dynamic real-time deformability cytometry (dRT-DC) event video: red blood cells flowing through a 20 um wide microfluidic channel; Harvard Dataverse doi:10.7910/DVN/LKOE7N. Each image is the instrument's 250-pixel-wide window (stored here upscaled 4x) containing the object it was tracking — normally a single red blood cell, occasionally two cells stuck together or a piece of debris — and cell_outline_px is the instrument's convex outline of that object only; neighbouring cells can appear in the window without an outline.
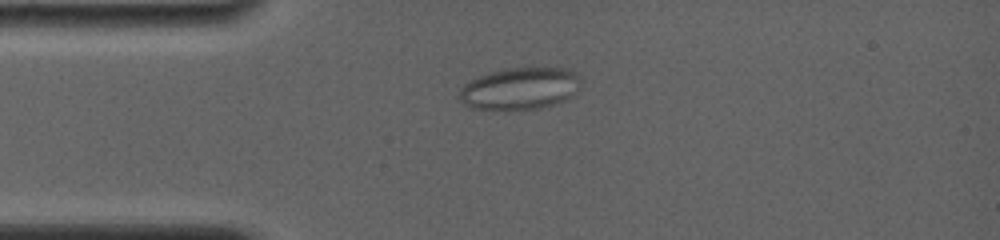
{"species": "common noctule bat (a hibernating species)", "species_latin": "Nyctalus noctula", "temperature_condition": "room temperature", "stored_images_in_passage": 81, "camera_frame_rate_fps": 4000, "um_per_image_px": 0.085, "animal": {"sex": "female", "body_mass_g": 19.0, "forearm_length_mm": 56.7}, "frame": {"image": 1, "passage_image": 22, "time_ms": 4.0, "image_size_px": [1000, 240], "cell_outline_px": [[580, 84], [576, 92], [572, 96], [564, 100], [540, 108], [472, 108], [464, 104], [460, 100], [460, 88], [464, 84], [480, 76], [492, 72], [508, 68], [564, 68], [576, 72], [580, 76]], "centroid_in_image_um": [44.23, 7.5], "position_along_channel_um": 40.8, "area_um2": 29.13}}
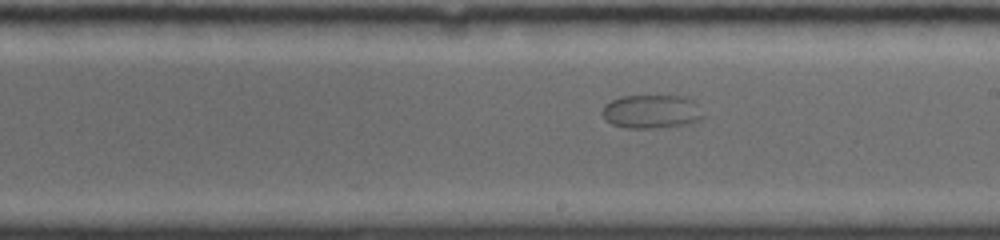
{"frame": {"image": 2, "passage_image": 58, "time_ms": 10.0, "image_size_px": [1000, 240], "cell_outline_px": [[704, 116], [700, 120], [692, 124], [652, 128], [624, 128], [612, 124], [600, 112], [604, 104], [620, 96], [684, 96], [692, 100]], "centroid_in_image_um": [55.36, 9.49], "position_along_channel_um": 233.6, "area_um2": 19.83}}
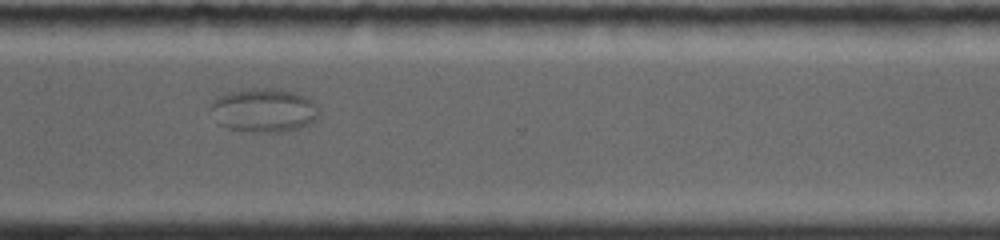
{"frame": {"image": 3, "passage_image": 80, "time_ms": 13.25, "image_size_px": [1000, 240], "cell_outline_px": [[320, 116], [308, 124], [300, 128], [276, 132], [256, 132], [228, 128], [216, 124], [208, 108], [212, 100], [216, 96], [228, 92], [252, 88], [280, 88], [296, 92], [308, 96], [320, 108]], "centroid_in_image_um": [22.41, 9.35], "position_along_channel_um": 348.2, "area_um2": 28.44}}